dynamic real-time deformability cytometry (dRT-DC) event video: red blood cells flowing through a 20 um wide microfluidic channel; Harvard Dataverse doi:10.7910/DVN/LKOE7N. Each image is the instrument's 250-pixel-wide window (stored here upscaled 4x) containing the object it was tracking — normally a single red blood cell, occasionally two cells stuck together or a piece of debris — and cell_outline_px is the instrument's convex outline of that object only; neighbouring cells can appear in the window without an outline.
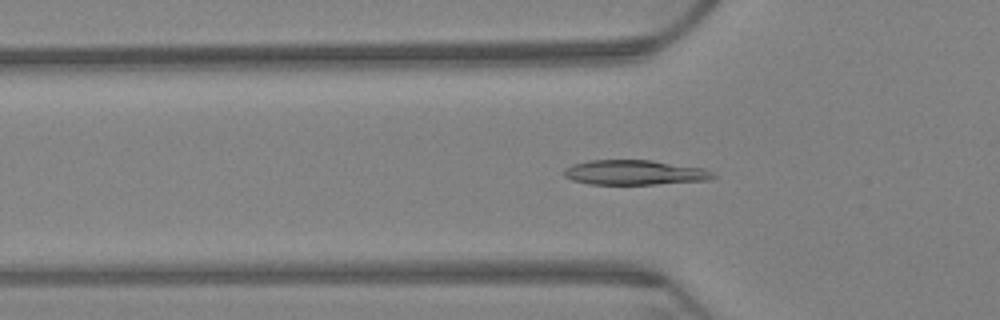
{"species": "Egyptian fruit bat (a non-hibernating species)", "species_latin": "Rousettus aegyptiacus", "temperature_condition": "warm", "stored_images_in_passage": 59, "segment_of_instrument_passage": [1, 2], "camera_frame_rate_fps": 3000, "um_per_image_px": 0.085, "animal": {"sex": "female"}, "frame": {"image": 1, "passage_image": 15, "time_ms": 4.667, "image_size_px": [1000, 320], "cell_outline_px": [[716, 176], [708, 180], [656, 184], [588, 184], [572, 180], [564, 176], [564, 168], [572, 164], [588, 160], [652, 160], [704, 168], [712, 172]], "centroid_in_image_um": [53.91, 14.66], "position_along_channel_um": 71.9, "area_um2": 21.62}}
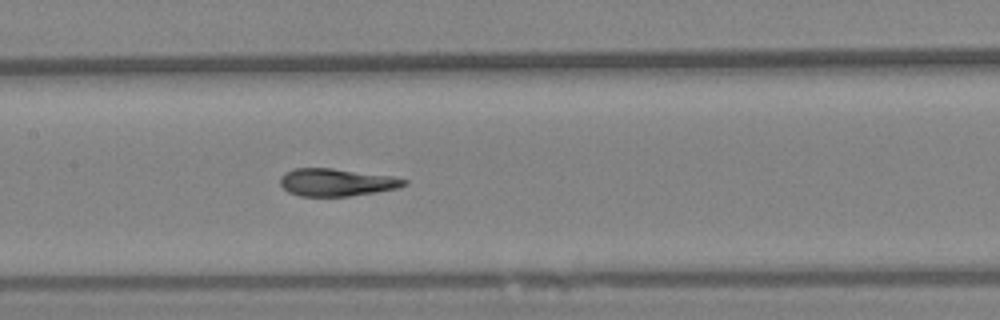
{"frame": {"image": 2, "passage_image": 25, "time_ms": 8.0, "image_size_px": [1000, 320], "cell_outline_px": [[408, 184], [396, 188], [376, 192], [348, 196], [300, 196], [288, 192], [280, 184], [280, 176], [284, 172], [292, 168], [332, 168], [392, 176], [408, 180]], "centroid_in_image_um": [28.57, 15.49], "position_along_channel_um": 178.8, "area_um2": 19.94}}
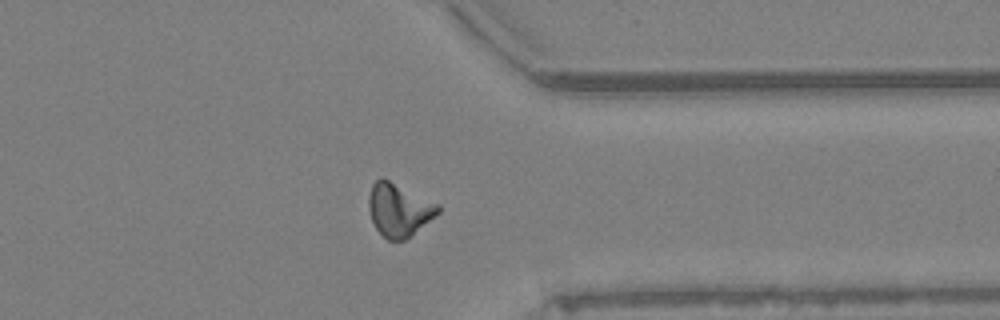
{"frame": {"image": 3, "passage_image": 44, "time_ms": 14.333, "image_size_px": [1000, 320], "cell_outline_px": [[440, 212], [404, 240], [388, 240], [376, 228], [372, 220], [368, 208], [368, 196], [372, 184], [380, 176], [440, 204]], "centroid_in_image_um": [33.89, 17.81], "position_along_channel_um": 377.5, "area_um2": 21.21}}